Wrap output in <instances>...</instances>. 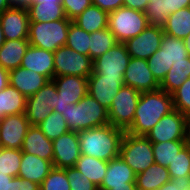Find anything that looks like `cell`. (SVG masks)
Listing matches in <instances>:
<instances>
[{
  "label": "cell",
  "instance_id": "1",
  "mask_svg": "<svg viewBox=\"0 0 190 190\" xmlns=\"http://www.w3.org/2000/svg\"><path fill=\"white\" fill-rule=\"evenodd\" d=\"M173 109L172 94L163 89L141 92L134 121L126 132L146 136L159 120Z\"/></svg>",
  "mask_w": 190,
  "mask_h": 190
},
{
  "label": "cell",
  "instance_id": "2",
  "mask_svg": "<svg viewBox=\"0 0 190 190\" xmlns=\"http://www.w3.org/2000/svg\"><path fill=\"white\" fill-rule=\"evenodd\" d=\"M125 132L111 124L79 131L80 153L103 161L115 159Z\"/></svg>",
  "mask_w": 190,
  "mask_h": 190
},
{
  "label": "cell",
  "instance_id": "3",
  "mask_svg": "<svg viewBox=\"0 0 190 190\" xmlns=\"http://www.w3.org/2000/svg\"><path fill=\"white\" fill-rule=\"evenodd\" d=\"M62 115L75 132L109 124L108 110L88 93L78 103L67 104Z\"/></svg>",
  "mask_w": 190,
  "mask_h": 190
},
{
  "label": "cell",
  "instance_id": "4",
  "mask_svg": "<svg viewBox=\"0 0 190 190\" xmlns=\"http://www.w3.org/2000/svg\"><path fill=\"white\" fill-rule=\"evenodd\" d=\"M71 22L67 17L51 22H30L29 44L47 51H56L65 46Z\"/></svg>",
  "mask_w": 190,
  "mask_h": 190
},
{
  "label": "cell",
  "instance_id": "5",
  "mask_svg": "<svg viewBox=\"0 0 190 190\" xmlns=\"http://www.w3.org/2000/svg\"><path fill=\"white\" fill-rule=\"evenodd\" d=\"M119 157L136 175L155 163L152 143L145 136L132 135L128 132L123 136Z\"/></svg>",
  "mask_w": 190,
  "mask_h": 190
},
{
  "label": "cell",
  "instance_id": "6",
  "mask_svg": "<svg viewBox=\"0 0 190 190\" xmlns=\"http://www.w3.org/2000/svg\"><path fill=\"white\" fill-rule=\"evenodd\" d=\"M148 25L143 11L120 7L109 13L108 28L118 43H125L132 37H136Z\"/></svg>",
  "mask_w": 190,
  "mask_h": 190
},
{
  "label": "cell",
  "instance_id": "7",
  "mask_svg": "<svg viewBox=\"0 0 190 190\" xmlns=\"http://www.w3.org/2000/svg\"><path fill=\"white\" fill-rule=\"evenodd\" d=\"M141 92L123 85L108 110L109 124L126 131L133 123Z\"/></svg>",
  "mask_w": 190,
  "mask_h": 190
},
{
  "label": "cell",
  "instance_id": "8",
  "mask_svg": "<svg viewBox=\"0 0 190 190\" xmlns=\"http://www.w3.org/2000/svg\"><path fill=\"white\" fill-rule=\"evenodd\" d=\"M54 53V77L74 75L88 78L93 72V60L67 46L59 47Z\"/></svg>",
  "mask_w": 190,
  "mask_h": 190
},
{
  "label": "cell",
  "instance_id": "9",
  "mask_svg": "<svg viewBox=\"0 0 190 190\" xmlns=\"http://www.w3.org/2000/svg\"><path fill=\"white\" fill-rule=\"evenodd\" d=\"M57 95L54 81L49 80L34 95L27 98L25 114L30 125L38 126L55 109Z\"/></svg>",
  "mask_w": 190,
  "mask_h": 190
},
{
  "label": "cell",
  "instance_id": "10",
  "mask_svg": "<svg viewBox=\"0 0 190 190\" xmlns=\"http://www.w3.org/2000/svg\"><path fill=\"white\" fill-rule=\"evenodd\" d=\"M186 115L173 109L164 115L145 136L151 143L185 141Z\"/></svg>",
  "mask_w": 190,
  "mask_h": 190
},
{
  "label": "cell",
  "instance_id": "11",
  "mask_svg": "<svg viewBox=\"0 0 190 190\" xmlns=\"http://www.w3.org/2000/svg\"><path fill=\"white\" fill-rule=\"evenodd\" d=\"M57 87V101L53 111L61 113L67 104L78 103L88 93V81L85 77L64 75L52 79Z\"/></svg>",
  "mask_w": 190,
  "mask_h": 190
},
{
  "label": "cell",
  "instance_id": "12",
  "mask_svg": "<svg viewBox=\"0 0 190 190\" xmlns=\"http://www.w3.org/2000/svg\"><path fill=\"white\" fill-rule=\"evenodd\" d=\"M130 58L125 44L117 43L106 53L93 60L92 73H98L102 77H123Z\"/></svg>",
  "mask_w": 190,
  "mask_h": 190
},
{
  "label": "cell",
  "instance_id": "13",
  "mask_svg": "<svg viewBox=\"0 0 190 190\" xmlns=\"http://www.w3.org/2000/svg\"><path fill=\"white\" fill-rule=\"evenodd\" d=\"M30 126L25 113L8 115L1 118L0 147L21 150Z\"/></svg>",
  "mask_w": 190,
  "mask_h": 190
},
{
  "label": "cell",
  "instance_id": "14",
  "mask_svg": "<svg viewBox=\"0 0 190 190\" xmlns=\"http://www.w3.org/2000/svg\"><path fill=\"white\" fill-rule=\"evenodd\" d=\"M163 35V28L148 25L139 35L124 44L132 58L147 60L160 48Z\"/></svg>",
  "mask_w": 190,
  "mask_h": 190
},
{
  "label": "cell",
  "instance_id": "15",
  "mask_svg": "<svg viewBox=\"0 0 190 190\" xmlns=\"http://www.w3.org/2000/svg\"><path fill=\"white\" fill-rule=\"evenodd\" d=\"M52 144L54 168L74 167L81 156L78 132L68 131L52 140Z\"/></svg>",
  "mask_w": 190,
  "mask_h": 190
},
{
  "label": "cell",
  "instance_id": "16",
  "mask_svg": "<svg viewBox=\"0 0 190 190\" xmlns=\"http://www.w3.org/2000/svg\"><path fill=\"white\" fill-rule=\"evenodd\" d=\"M6 40L28 39L29 13L26 6L14 5L0 14Z\"/></svg>",
  "mask_w": 190,
  "mask_h": 190
},
{
  "label": "cell",
  "instance_id": "17",
  "mask_svg": "<svg viewBox=\"0 0 190 190\" xmlns=\"http://www.w3.org/2000/svg\"><path fill=\"white\" fill-rule=\"evenodd\" d=\"M123 77L124 85L140 92L154 91L160 88V84L153 77L148 67V61L145 59L131 57Z\"/></svg>",
  "mask_w": 190,
  "mask_h": 190
},
{
  "label": "cell",
  "instance_id": "18",
  "mask_svg": "<svg viewBox=\"0 0 190 190\" xmlns=\"http://www.w3.org/2000/svg\"><path fill=\"white\" fill-rule=\"evenodd\" d=\"M87 81L88 94L107 110H109L114 97L124 85V77H102L98 73H92Z\"/></svg>",
  "mask_w": 190,
  "mask_h": 190
},
{
  "label": "cell",
  "instance_id": "19",
  "mask_svg": "<svg viewBox=\"0 0 190 190\" xmlns=\"http://www.w3.org/2000/svg\"><path fill=\"white\" fill-rule=\"evenodd\" d=\"M48 81L46 76L21 66L9 71V84L19 90L26 98L34 95Z\"/></svg>",
  "mask_w": 190,
  "mask_h": 190
},
{
  "label": "cell",
  "instance_id": "20",
  "mask_svg": "<svg viewBox=\"0 0 190 190\" xmlns=\"http://www.w3.org/2000/svg\"><path fill=\"white\" fill-rule=\"evenodd\" d=\"M21 67L52 80L54 78V53L29 45L23 56Z\"/></svg>",
  "mask_w": 190,
  "mask_h": 190
},
{
  "label": "cell",
  "instance_id": "21",
  "mask_svg": "<svg viewBox=\"0 0 190 190\" xmlns=\"http://www.w3.org/2000/svg\"><path fill=\"white\" fill-rule=\"evenodd\" d=\"M21 151L47 161H53L52 140L47 139L38 126L31 125L29 127Z\"/></svg>",
  "mask_w": 190,
  "mask_h": 190
},
{
  "label": "cell",
  "instance_id": "22",
  "mask_svg": "<svg viewBox=\"0 0 190 190\" xmlns=\"http://www.w3.org/2000/svg\"><path fill=\"white\" fill-rule=\"evenodd\" d=\"M136 183V174L120 157L108 161L107 173L98 190H109L112 186Z\"/></svg>",
  "mask_w": 190,
  "mask_h": 190
},
{
  "label": "cell",
  "instance_id": "23",
  "mask_svg": "<svg viewBox=\"0 0 190 190\" xmlns=\"http://www.w3.org/2000/svg\"><path fill=\"white\" fill-rule=\"evenodd\" d=\"M53 168L54 166L51 161L22 152L18 176L40 185Z\"/></svg>",
  "mask_w": 190,
  "mask_h": 190
},
{
  "label": "cell",
  "instance_id": "24",
  "mask_svg": "<svg viewBox=\"0 0 190 190\" xmlns=\"http://www.w3.org/2000/svg\"><path fill=\"white\" fill-rule=\"evenodd\" d=\"M29 45L28 39L5 40L0 47V66L8 71L20 67Z\"/></svg>",
  "mask_w": 190,
  "mask_h": 190
},
{
  "label": "cell",
  "instance_id": "25",
  "mask_svg": "<svg viewBox=\"0 0 190 190\" xmlns=\"http://www.w3.org/2000/svg\"><path fill=\"white\" fill-rule=\"evenodd\" d=\"M30 22H51L64 19L65 13L61 2H37L25 5Z\"/></svg>",
  "mask_w": 190,
  "mask_h": 190
},
{
  "label": "cell",
  "instance_id": "26",
  "mask_svg": "<svg viewBox=\"0 0 190 190\" xmlns=\"http://www.w3.org/2000/svg\"><path fill=\"white\" fill-rule=\"evenodd\" d=\"M27 98L10 84L0 91V119L26 112Z\"/></svg>",
  "mask_w": 190,
  "mask_h": 190
},
{
  "label": "cell",
  "instance_id": "27",
  "mask_svg": "<svg viewBox=\"0 0 190 190\" xmlns=\"http://www.w3.org/2000/svg\"><path fill=\"white\" fill-rule=\"evenodd\" d=\"M109 13L98 6L87 7L80 15L72 20L78 27L92 33L108 27Z\"/></svg>",
  "mask_w": 190,
  "mask_h": 190
},
{
  "label": "cell",
  "instance_id": "28",
  "mask_svg": "<svg viewBox=\"0 0 190 190\" xmlns=\"http://www.w3.org/2000/svg\"><path fill=\"white\" fill-rule=\"evenodd\" d=\"M170 180L168 169L154 163L147 170L136 175V187L137 190H158Z\"/></svg>",
  "mask_w": 190,
  "mask_h": 190
},
{
  "label": "cell",
  "instance_id": "29",
  "mask_svg": "<svg viewBox=\"0 0 190 190\" xmlns=\"http://www.w3.org/2000/svg\"><path fill=\"white\" fill-rule=\"evenodd\" d=\"M74 167L99 188L107 173L108 161L81 154Z\"/></svg>",
  "mask_w": 190,
  "mask_h": 190
},
{
  "label": "cell",
  "instance_id": "30",
  "mask_svg": "<svg viewBox=\"0 0 190 190\" xmlns=\"http://www.w3.org/2000/svg\"><path fill=\"white\" fill-rule=\"evenodd\" d=\"M190 77V56L185 61L173 62L165 78L160 83V88L172 94L186 79Z\"/></svg>",
  "mask_w": 190,
  "mask_h": 190
},
{
  "label": "cell",
  "instance_id": "31",
  "mask_svg": "<svg viewBox=\"0 0 190 190\" xmlns=\"http://www.w3.org/2000/svg\"><path fill=\"white\" fill-rule=\"evenodd\" d=\"M163 31L175 38L184 39L190 33V7L169 14Z\"/></svg>",
  "mask_w": 190,
  "mask_h": 190
},
{
  "label": "cell",
  "instance_id": "32",
  "mask_svg": "<svg viewBox=\"0 0 190 190\" xmlns=\"http://www.w3.org/2000/svg\"><path fill=\"white\" fill-rule=\"evenodd\" d=\"M118 43L114 34L107 27L90 33L89 57L95 60Z\"/></svg>",
  "mask_w": 190,
  "mask_h": 190
},
{
  "label": "cell",
  "instance_id": "33",
  "mask_svg": "<svg viewBox=\"0 0 190 190\" xmlns=\"http://www.w3.org/2000/svg\"><path fill=\"white\" fill-rule=\"evenodd\" d=\"M185 146V141L152 143L154 162L167 168Z\"/></svg>",
  "mask_w": 190,
  "mask_h": 190
},
{
  "label": "cell",
  "instance_id": "34",
  "mask_svg": "<svg viewBox=\"0 0 190 190\" xmlns=\"http://www.w3.org/2000/svg\"><path fill=\"white\" fill-rule=\"evenodd\" d=\"M47 139L54 140L67 133L69 127L61 113L51 111V113L38 125Z\"/></svg>",
  "mask_w": 190,
  "mask_h": 190
},
{
  "label": "cell",
  "instance_id": "35",
  "mask_svg": "<svg viewBox=\"0 0 190 190\" xmlns=\"http://www.w3.org/2000/svg\"><path fill=\"white\" fill-rule=\"evenodd\" d=\"M89 45L90 33L71 22L65 46L80 54L89 56Z\"/></svg>",
  "mask_w": 190,
  "mask_h": 190
},
{
  "label": "cell",
  "instance_id": "36",
  "mask_svg": "<svg viewBox=\"0 0 190 190\" xmlns=\"http://www.w3.org/2000/svg\"><path fill=\"white\" fill-rule=\"evenodd\" d=\"M160 48L164 50L170 65L173 62L185 61V58L189 57L183 39L175 38L165 33L161 39Z\"/></svg>",
  "mask_w": 190,
  "mask_h": 190
},
{
  "label": "cell",
  "instance_id": "37",
  "mask_svg": "<svg viewBox=\"0 0 190 190\" xmlns=\"http://www.w3.org/2000/svg\"><path fill=\"white\" fill-rule=\"evenodd\" d=\"M22 151L0 147V172L16 177L21 165Z\"/></svg>",
  "mask_w": 190,
  "mask_h": 190
},
{
  "label": "cell",
  "instance_id": "38",
  "mask_svg": "<svg viewBox=\"0 0 190 190\" xmlns=\"http://www.w3.org/2000/svg\"><path fill=\"white\" fill-rule=\"evenodd\" d=\"M144 14L150 26L163 28L169 16L168 10H166L165 0H149Z\"/></svg>",
  "mask_w": 190,
  "mask_h": 190
},
{
  "label": "cell",
  "instance_id": "39",
  "mask_svg": "<svg viewBox=\"0 0 190 190\" xmlns=\"http://www.w3.org/2000/svg\"><path fill=\"white\" fill-rule=\"evenodd\" d=\"M148 67L153 74V77L160 84L165 78L169 69L172 67L170 65L169 59L166 56L164 50L159 48L154 54H152L148 59Z\"/></svg>",
  "mask_w": 190,
  "mask_h": 190
},
{
  "label": "cell",
  "instance_id": "40",
  "mask_svg": "<svg viewBox=\"0 0 190 190\" xmlns=\"http://www.w3.org/2000/svg\"><path fill=\"white\" fill-rule=\"evenodd\" d=\"M170 178L190 176V147L185 146L167 167Z\"/></svg>",
  "mask_w": 190,
  "mask_h": 190
},
{
  "label": "cell",
  "instance_id": "41",
  "mask_svg": "<svg viewBox=\"0 0 190 190\" xmlns=\"http://www.w3.org/2000/svg\"><path fill=\"white\" fill-rule=\"evenodd\" d=\"M39 190H70L66 168H53L39 185Z\"/></svg>",
  "mask_w": 190,
  "mask_h": 190
},
{
  "label": "cell",
  "instance_id": "42",
  "mask_svg": "<svg viewBox=\"0 0 190 190\" xmlns=\"http://www.w3.org/2000/svg\"><path fill=\"white\" fill-rule=\"evenodd\" d=\"M173 108L184 115L190 114V77L172 93Z\"/></svg>",
  "mask_w": 190,
  "mask_h": 190
},
{
  "label": "cell",
  "instance_id": "43",
  "mask_svg": "<svg viewBox=\"0 0 190 190\" xmlns=\"http://www.w3.org/2000/svg\"><path fill=\"white\" fill-rule=\"evenodd\" d=\"M66 175L70 184V190H98V187L75 167H67Z\"/></svg>",
  "mask_w": 190,
  "mask_h": 190
},
{
  "label": "cell",
  "instance_id": "44",
  "mask_svg": "<svg viewBox=\"0 0 190 190\" xmlns=\"http://www.w3.org/2000/svg\"><path fill=\"white\" fill-rule=\"evenodd\" d=\"M61 3L65 16L73 20L92 5V0H61Z\"/></svg>",
  "mask_w": 190,
  "mask_h": 190
},
{
  "label": "cell",
  "instance_id": "45",
  "mask_svg": "<svg viewBox=\"0 0 190 190\" xmlns=\"http://www.w3.org/2000/svg\"><path fill=\"white\" fill-rule=\"evenodd\" d=\"M190 186V176L173 178L158 190H188Z\"/></svg>",
  "mask_w": 190,
  "mask_h": 190
},
{
  "label": "cell",
  "instance_id": "46",
  "mask_svg": "<svg viewBox=\"0 0 190 190\" xmlns=\"http://www.w3.org/2000/svg\"><path fill=\"white\" fill-rule=\"evenodd\" d=\"M9 190H39V185L33 181L16 176L10 180Z\"/></svg>",
  "mask_w": 190,
  "mask_h": 190
},
{
  "label": "cell",
  "instance_id": "47",
  "mask_svg": "<svg viewBox=\"0 0 190 190\" xmlns=\"http://www.w3.org/2000/svg\"><path fill=\"white\" fill-rule=\"evenodd\" d=\"M124 0H92V5L98 6L108 13L123 7Z\"/></svg>",
  "mask_w": 190,
  "mask_h": 190
},
{
  "label": "cell",
  "instance_id": "48",
  "mask_svg": "<svg viewBox=\"0 0 190 190\" xmlns=\"http://www.w3.org/2000/svg\"><path fill=\"white\" fill-rule=\"evenodd\" d=\"M166 10L172 14L179 9L190 7V0H165Z\"/></svg>",
  "mask_w": 190,
  "mask_h": 190
},
{
  "label": "cell",
  "instance_id": "49",
  "mask_svg": "<svg viewBox=\"0 0 190 190\" xmlns=\"http://www.w3.org/2000/svg\"><path fill=\"white\" fill-rule=\"evenodd\" d=\"M149 0H124L123 7L145 11L148 6Z\"/></svg>",
  "mask_w": 190,
  "mask_h": 190
},
{
  "label": "cell",
  "instance_id": "50",
  "mask_svg": "<svg viewBox=\"0 0 190 190\" xmlns=\"http://www.w3.org/2000/svg\"><path fill=\"white\" fill-rule=\"evenodd\" d=\"M9 85V71L0 66V91Z\"/></svg>",
  "mask_w": 190,
  "mask_h": 190
},
{
  "label": "cell",
  "instance_id": "51",
  "mask_svg": "<svg viewBox=\"0 0 190 190\" xmlns=\"http://www.w3.org/2000/svg\"><path fill=\"white\" fill-rule=\"evenodd\" d=\"M12 176L5 175V173L0 172V190H9L10 180Z\"/></svg>",
  "mask_w": 190,
  "mask_h": 190
},
{
  "label": "cell",
  "instance_id": "52",
  "mask_svg": "<svg viewBox=\"0 0 190 190\" xmlns=\"http://www.w3.org/2000/svg\"><path fill=\"white\" fill-rule=\"evenodd\" d=\"M185 144L190 147V114L186 116L185 122Z\"/></svg>",
  "mask_w": 190,
  "mask_h": 190
},
{
  "label": "cell",
  "instance_id": "53",
  "mask_svg": "<svg viewBox=\"0 0 190 190\" xmlns=\"http://www.w3.org/2000/svg\"><path fill=\"white\" fill-rule=\"evenodd\" d=\"M109 190H137L136 183H126V186H112Z\"/></svg>",
  "mask_w": 190,
  "mask_h": 190
},
{
  "label": "cell",
  "instance_id": "54",
  "mask_svg": "<svg viewBox=\"0 0 190 190\" xmlns=\"http://www.w3.org/2000/svg\"><path fill=\"white\" fill-rule=\"evenodd\" d=\"M14 5L11 3L10 0H0V14L3 13L5 10L10 9Z\"/></svg>",
  "mask_w": 190,
  "mask_h": 190
},
{
  "label": "cell",
  "instance_id": "55",
  "mask_svg": "<svg viewBox=\"0 0 190 190\" xmlns=\"http://www.w3.org/2000/svg\"><path fill=\"white\" fill-rule=\"evenodd\" d=\"M185 48L190 56V33L183 39Z\"/></svg>",
  "mask_w": 190,
  "mask_h": 190
},
{
  "label": "cell",
  "instance_id": "56",
  "mask_svg": "<svg viewBox=\"0 0 190 190\" xmlns=\"http://www.w3.org/2000/svg\"><path fill=\"white\" fill-rule=\"evenodd\" d=\"M61 2V0H27L26 4L37 3V2Z\"/></svg>",
  "mask_w": 190,
  "mask_h": 190
},
{
  "label": "cell",
  "instance_id": "57",
  "mask_svg": "<svg viewBox=\"0 0 190 190\" xmlns=\"http://www.w3.org/2000/svg\"><path fill=\"white\" fill-rule=\"evenodd\" d=\"M13 5L25 6L27 0H10Z\"/></svg>",
  "mask_w": 190,
  "mask_h": 190
},
{
  "label": "cell",
  "instance_id": "58",
  "mask_svg": "<svg viewBox=\"0 0 190 190\" xmlns=\"http://www.w3.org/2000/svg\"><path fill=\"white\" fill-rule=\"evenodd\" d=\"M5 36L3 34V29H2V25H1V22H0V47L4 44L5 42Z\"/></svg>",
  "mask_w": 190,
  "mask_h": 190
}]
</instances>
